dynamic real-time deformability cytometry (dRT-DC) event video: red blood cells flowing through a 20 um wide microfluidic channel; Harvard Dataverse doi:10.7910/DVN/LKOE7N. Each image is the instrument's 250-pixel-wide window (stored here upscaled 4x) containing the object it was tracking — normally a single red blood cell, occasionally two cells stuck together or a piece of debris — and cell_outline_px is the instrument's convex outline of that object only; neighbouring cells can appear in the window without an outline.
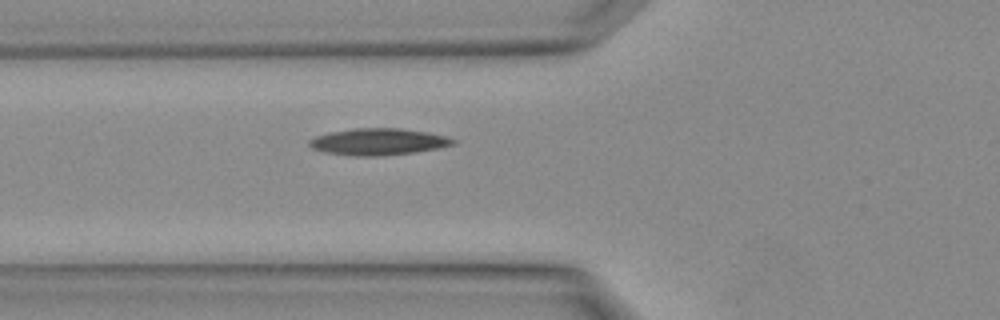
{"species": "Egyptian fruit bat (a non-hibernating species)", "species_latin": "Rousettus aegyptiacus", "temperature_condition": "warm", "stored_images_in_passage": 3, "camera_frame_rate_fps": 3000, "um_per_image_px": 0.085, "animal": {"sex": "female"}, "frame": {"image": 1, "passage_image": 3, "time_ms": 0.667, "image_size_px": [1000, 320], "cell_outline_px": [[456, 144], [436, 148], [412, 152], [376, 156], [356, 156], [324, 152], [312, 148], [308, 144], [308, 140], [316, 136], [328, 132], [356, 128], [400, 128], [428, 132], [448, 136], [456, 140]], "centroid_in_image_um": [32.14, 12.03], "position_along_channel_um": 93.7, "area_um2": 22.31}}